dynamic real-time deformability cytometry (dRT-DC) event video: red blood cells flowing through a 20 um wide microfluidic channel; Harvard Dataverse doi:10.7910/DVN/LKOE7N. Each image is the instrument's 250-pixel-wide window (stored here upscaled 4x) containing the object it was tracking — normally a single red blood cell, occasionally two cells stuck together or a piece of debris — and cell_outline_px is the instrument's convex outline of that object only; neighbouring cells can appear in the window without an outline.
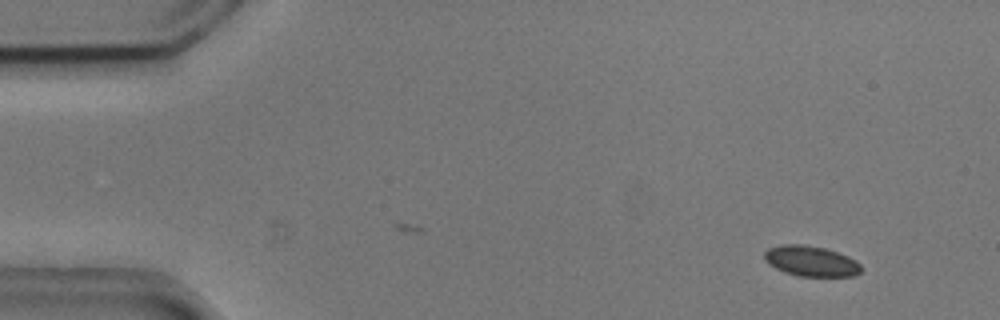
{"species": "common noctule bat (a hibernating species)", "species_latin": "Nyctalus noctula", "temperature_condition": "cold", "stored_images_in_passage": 5, "camera_frame_rate_fps": 3000, "um_per_image_px": 0.085, "animal": {"sex": "male", "body_mass_g": 20.5, "forearm_length_mm": 52.5}, "frame": {"image": 1, "passage_image": 2, "time_ms": 0.333, "image_size_px": [1000, 320], "cell_outline_px": [[860, 272], [852, 276], [796, 276], [784, 272], [768, 264], [764, 260], [764, 252], [768, 248], [780, 244], [804, 244], [824, 248], [848, 256], [856, 260], [860, 264]], "centroid_in_image_um": [68.89, 22.19], "position_along_channel_um": 16.1, "area_um2": 17.22}}